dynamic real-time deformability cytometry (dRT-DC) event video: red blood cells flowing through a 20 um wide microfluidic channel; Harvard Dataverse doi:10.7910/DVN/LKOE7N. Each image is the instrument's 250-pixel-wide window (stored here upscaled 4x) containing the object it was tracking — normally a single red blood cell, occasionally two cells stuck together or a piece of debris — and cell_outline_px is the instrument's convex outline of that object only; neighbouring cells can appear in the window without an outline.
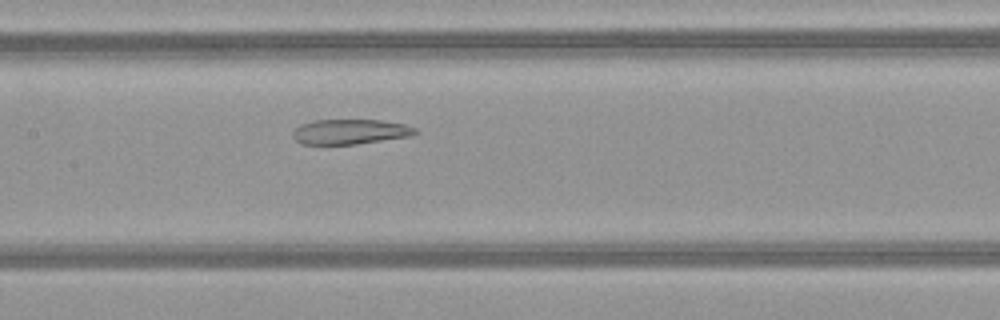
{"species": "common noctule bat (a hibernating species)", "species_latin": "Nyctalus noctula", "temperature_condition": "warm", "stored_images_in_passage": 39, "camera_frame_rate_fps": 3000, "um_per_image_px": 0.085, "animal": {"sex": "female", "body_mass_g": 21.9}, "frame": {"image": 1, "passage_image": 14, "time_ms": 4.333, "image_size_px": [1000, 320], "cell_outline_px": [[420, 132], [412, 136], [356, 144], [300, 144], [292, 136], [292, 132], [300, 124], [312, 120], [380, 120], [404, 124], [416, 128]], "centroid_in_image_um": [29.77, 11.19], "position_along_channel_um": 177.6, "area_um2": 17.98}}
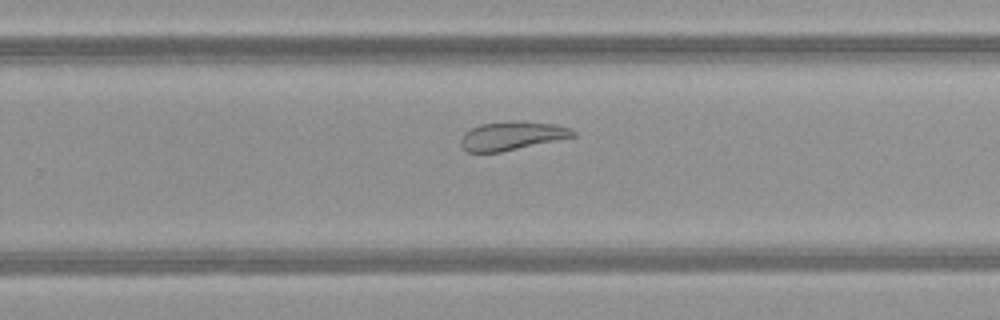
{"frame": {"image": 2, "passage_image": 22, "time_ms": 7.0, "image_size_px": [1000, 320], "cell_outline_px": [[576, 136], [500, 152], [468, 152], [460, 144], [460, 140], [464, 132], [480, 124], [508, 120], [524, 120], [556, 124], [572, 128], [576, 132]], "centroid_in_image_um": [43.53, 11.51], "position_along_channel_um": 286.3, "area_um2": 18.96}}
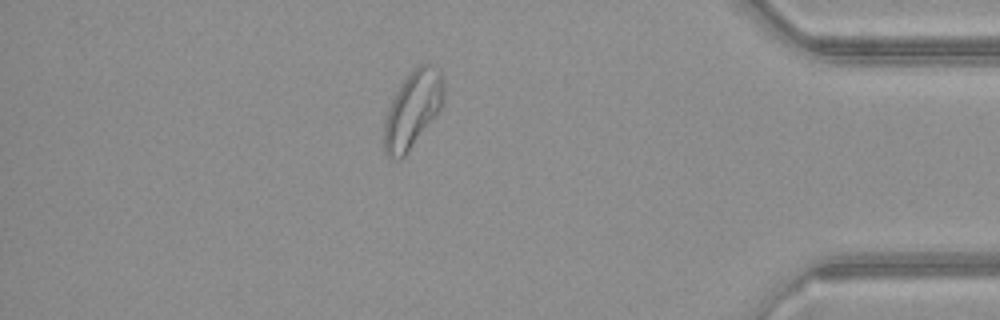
{"frame": {"image": 3, "passage_image": 33, "time_ms": 10.667, "image_size_px": [1000, 320], "cell_outline_px": [[444, 104], [408, 152], [400, 160], [396, 160], [388, 156], [384, 152], [384, 124], [388, 108], [392, 96], [400, 84], [424, 60], [432, 64], [440, 72], [444, 80]], "centroid_in_image_um": [35.08, 9.29], "position_along_channel_um": 400.1, "area_um2": 26.82}, "authors_computed_cell_mechanics": {"area_um2": 22.0796, "velocity_mm_per_s": 4.089, "shape_relaxation_time_tau1_ms": null, "shape_relaxation_time_tau2_ms": 3.9672, "deformation_change_tau1": null, "deformation_change_tau2": 0.1224}}